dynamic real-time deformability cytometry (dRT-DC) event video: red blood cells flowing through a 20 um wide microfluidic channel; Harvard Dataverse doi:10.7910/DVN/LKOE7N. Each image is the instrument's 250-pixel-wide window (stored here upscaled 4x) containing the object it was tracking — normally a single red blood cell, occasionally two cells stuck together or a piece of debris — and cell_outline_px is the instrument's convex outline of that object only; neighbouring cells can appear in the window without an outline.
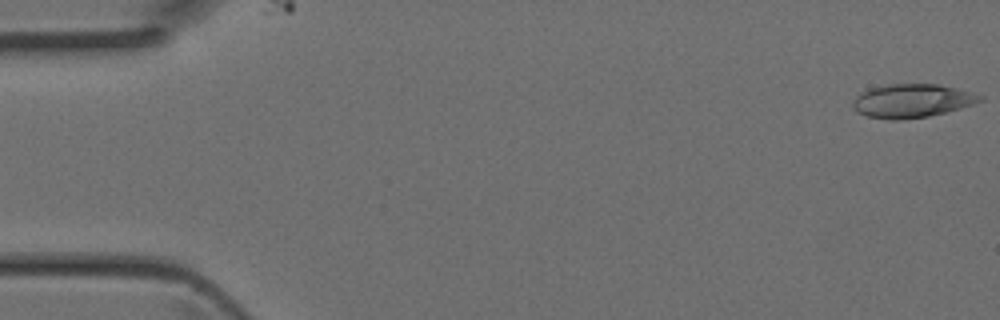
{"species": "Egyptian fruit bat (a non-hibernating species)", "species_latin": "Rousettus aegyptiacus", "temperature_condition": "room temperature", "stored_images_in_passage": 43, "camera_frame_rate_fps": 3000, "um_per_image_px": 0.085, "animal": {"sex": "female"}, "frame": {"image": 1, "passage_image": 1, "time_ms": 0.0, "image_size_px": [1000, 320], "cell_outline_px": [[984, 96], [980, 100], [972, 104], [960, 108], [928, 116], [896, 120], [892, 120], [868, 116], [856, 112], [852, 108], [852, 100], [860, 92], [868, 88], [892, 84], [936, 84], [956, 88]], "centroid_in_image_um": [77.44, 8.56], "position_along_channel_um": 7.6, "area_um2": 24.68}}
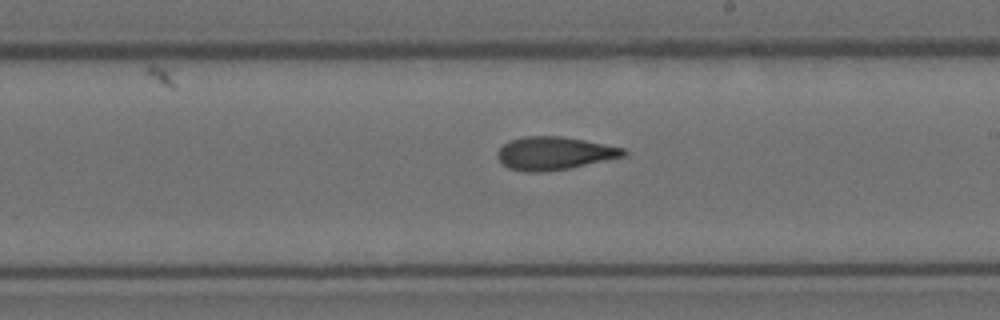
{"frame": {"image": 2, "passage_image": 25, "time_ms": 8.0, "image_size_px": [1000, 320], "cell_outline_px": [[628, 156], [568, 168], [544, 172], [524, 172], [508, 168], [496, 156], [496, 152], [504, 144], [512, 140], [524, 136], [560, 136], [584, 140], [624, 148], [628, 152]], "centroid_in_image_um": [47.13, 13.03], "position_along_channel_um": 241.9, "area_um2": 24.28}}
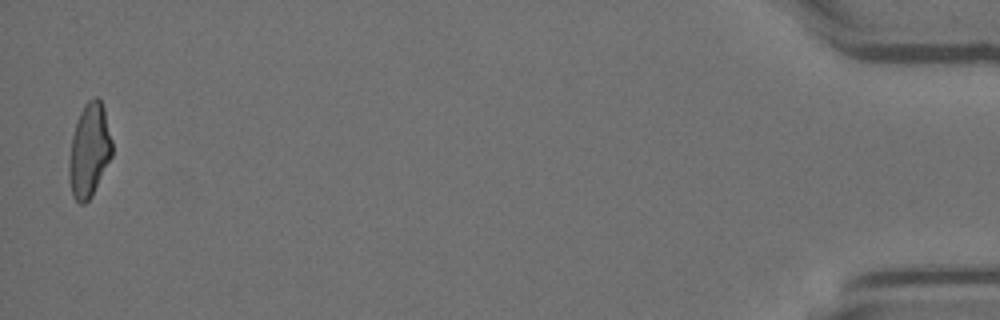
{"frame": {"image": 3, "passage_image": 43, "time_ms": 14.0, "image_size_px": [1000, 320], "cell_outline_px": [[112, 156], [92, 196], [84, 204], [80, 204], [72, 196], [68, 176], [68, 164], [72, 136], [80, 112], [84, 104], [88, 100], [96, 96], [100, 100], [104, 108], [112, 140]], "centroid_in_image_um": [7.58, 12.8], "position_along_channel_um": 427.6, "area_um2": 23.58}}